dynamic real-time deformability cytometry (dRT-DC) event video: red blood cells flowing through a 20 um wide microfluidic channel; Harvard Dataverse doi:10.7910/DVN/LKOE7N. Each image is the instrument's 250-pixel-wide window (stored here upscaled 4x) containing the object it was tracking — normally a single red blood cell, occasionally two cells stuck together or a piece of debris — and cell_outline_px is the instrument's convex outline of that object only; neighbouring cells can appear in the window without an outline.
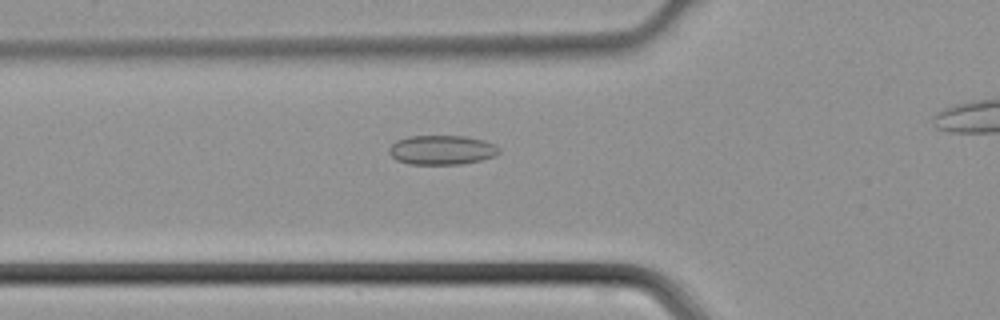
{"species": "common noctule bat (a hibernating species)", "species_latin": "Nyctalus noctula", "temperature_condition": "cold", "stored_images_in_passage": 36, "camera_frame_rate_fps": 3000, "um_per_image_px": 0.085, "animal": {"sex": "male", "body_mass_g": 21.5, "forearm_length_mm": 52.0}, "frame": {"image": 1, "passage_image": 13, "time_ms": 4.0, "image_size_px": [1000, 320], "cell_outline_px": [[500, 152], [496, 156], [480, 160], [460, 164], [408, 164], [396, 160], [388, 152], [388, 148], [396, 140], [408, 136], [464, 136], [484, 140], [496, 144], [500, 148]], "centroid_in_image_um": [37.56, 12.74], "position_along_channel_um": 88.2, "area_um2": 19.02}}
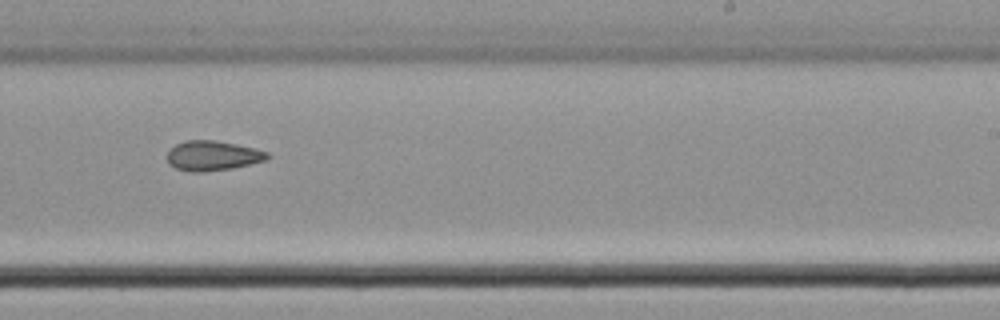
{"frame": {"image": 2, "passage_image": 25, "time_ms": 8.0, "image_size_px": [1000, 320], "cell_outline_px": [[272, 156], [268, 160], [232, 168], [204, 172], [188, 172], [176, 168], [168, 164], [168, 148], [184, 140], [216, 140], [256, 148], [268, 152]], "centroid_in_image_um": [18.09, 13.23], "position_along_channel_um": 270.9, "area_um2": 17.74}}
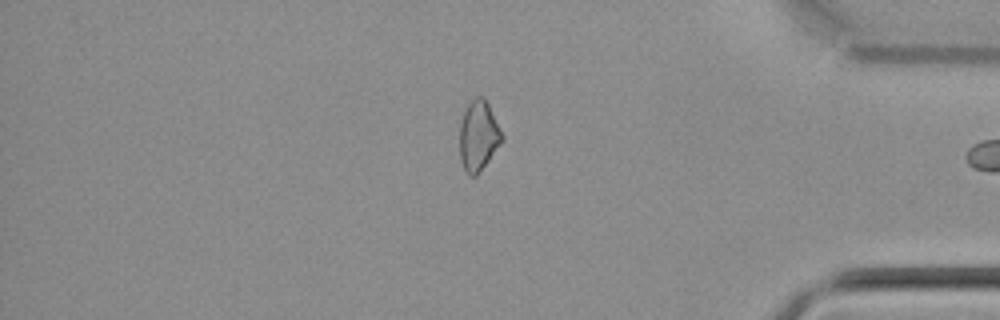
{"frame": {"image": 3, "passage_image": 35, "time_ms": 11.333, "image_size_px": [1000, 320], "cell_outline_px": [[504, 140], [476, 176], [468, 176], [460, 160], [460, 124], [464, 108], [476, 96], [484, 96], [504, 136]], "centroid_in_image_um": [40.66, 11.53], "position_along_channel_um": 394.5, "area_um2": 17.34}}